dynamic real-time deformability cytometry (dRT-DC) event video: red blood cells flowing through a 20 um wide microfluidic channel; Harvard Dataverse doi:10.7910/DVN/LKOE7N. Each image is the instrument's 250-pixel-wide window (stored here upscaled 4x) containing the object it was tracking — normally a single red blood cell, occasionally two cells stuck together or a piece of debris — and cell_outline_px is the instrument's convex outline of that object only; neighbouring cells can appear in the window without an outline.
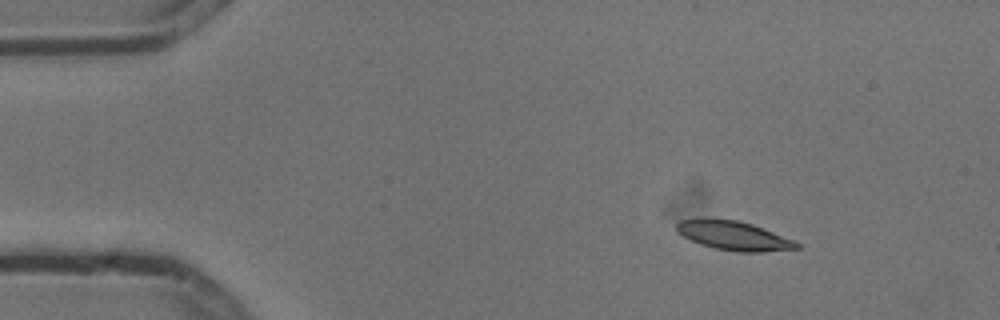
{"species": "common noctule bat (a hibernating species)", "species_latin": "Nyctalus noctula", "temperature_condition": "cold", "stored_images_in_passage": 3, "camera_frame_rate_fps": 3000, "um_per_image_px": 0.085, "animal": {"sex": "male", "body_mass_g": 13.3}, "frame": {"image": 1, "passage_image": 1, "time_ms": 0.0, "image_size_px": [1000, 320], "cell_outline_px": [[800, 248], [760, 252], [736, 252], [712, 248], [700, 244], [676, 232], [676, 224], [680, 220], [736, 220], [752, 224], [792, 240], [800, 244]], "centroid_in_image_um": [62.36, 20.06], "position_along_channel_um": 22.6, "area_um2": 19.77}}